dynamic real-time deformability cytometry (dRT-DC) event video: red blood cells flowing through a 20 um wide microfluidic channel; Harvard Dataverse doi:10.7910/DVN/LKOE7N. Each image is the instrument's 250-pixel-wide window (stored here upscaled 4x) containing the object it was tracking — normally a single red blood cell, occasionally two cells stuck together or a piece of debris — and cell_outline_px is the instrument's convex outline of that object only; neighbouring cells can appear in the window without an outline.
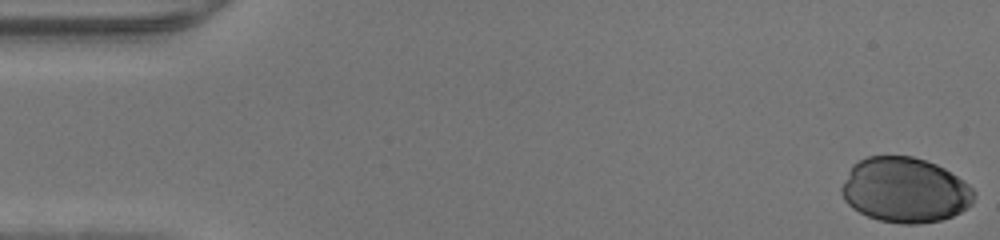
{"species": "human", "species_latin": "Homo sapiens", "temperature_condition": "warm", "stored_images_in_passage": 37, "camera_frame_rate_fps": 3000, "um_per_image_px": 0.085, "donor": {"sex": "male"}, "frame": {"image": 1, "passage_image": 1, "time_ms": 0.0, "image_size_px": [1000, 240], "cell_outline_px": [[976, 192], [972, 204], [968, 208], [952, 216], [940, 220], [916, 224], [900, 224], [880, 220], [868, 216], [852, 208], [844, 200], [840, 192], [840, 188], [852, 164], [868, 156], [912, 156], [936, 164], [944, 168], [964, 180]], "centroid_in_image_um": [76.92, 16.16], "position_along_channel_um": 8.1, "area_um2": 50.46}}
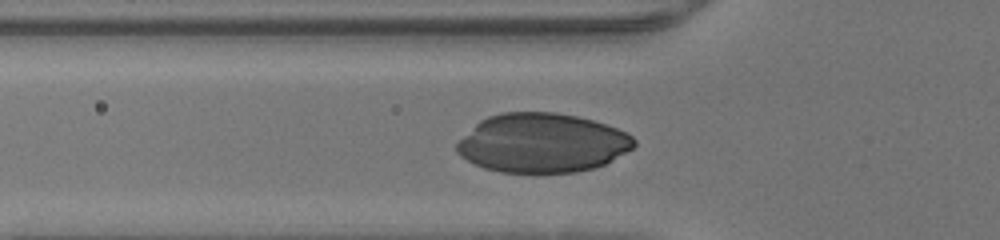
{"frame": {"image": 2, "passage_image": 16, "time_ms": 5.0, "image_size_px": [1000, 240], "cell_outline_px": [[636, 144], [632, 148], [604, 164], [596, 168], [576, 172], [532, 176], [500, 172], [484, 168], [460, 156], [456, 152], [456, 144], [480, 120], [488, 116], [504, 112], [556, 112], [576, 116], [592, 120], [616, 128], [632, 136], [636, 140]], "centroid_in_image_um": [46.07, 12.2], "position_along_channel_um": 79.7, "area_um2": 61.85}}
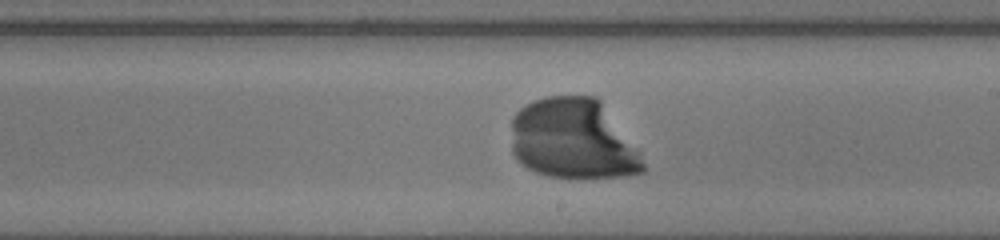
{"frame": {"image": 3, "passage_image": 27, "time_ms": 8.667, "image_size_px": [1000, 240], "cell_outline_px": [[644, 172], [624, 176], [548, 176], [536, 172], [528, 168], [516, 160], [512, 152], [512, 116], [520, 108], [532, 100], [544, 96], [596, 96], [600, 100], [640, 152], [644, 164]], "centroid_in_image_um": [48.68, 11.81], "position_along_channel_um": 240.3, "area_um2": 61.56}}